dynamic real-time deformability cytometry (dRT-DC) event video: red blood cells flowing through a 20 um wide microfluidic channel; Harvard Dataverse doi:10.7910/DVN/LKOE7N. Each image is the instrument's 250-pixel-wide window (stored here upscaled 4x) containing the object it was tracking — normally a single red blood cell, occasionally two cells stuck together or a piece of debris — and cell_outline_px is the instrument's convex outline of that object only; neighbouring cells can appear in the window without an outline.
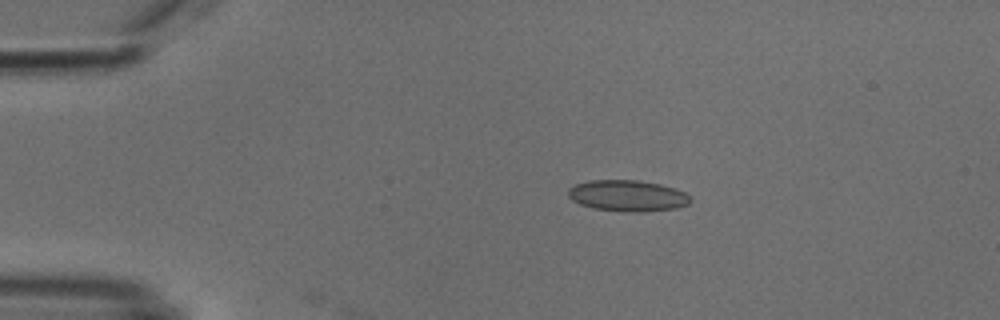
{"species": "common noctule bat (a hibernating species)", "species_latin": "Nyctalus noctula", "temperature_condition": "cold", "stored_images_in_passage": 6, "camera_frame_rate_fps": 3000, "um_per_image_px": 0.085, "animal": {"sex": "male", "body_mass_g": 18.8}, "frame": {"image": 1, "passage_image": 4, "time_ms": 3.333, "image_size_px": [1000, 320], "cell_outline_px": [[692, 200], [688, 204], [676, 208], [644, 212], [624, 212], [592, 208], [580, 204], [572, 200], [568, 196], [568, 188], [576, 184], [588, 180], [636, 180], [660, 184], [676, 188], [692, 196]], "centroid_in_image_um": [53.36, 16.64], "position_along_channel_um": 31.6, "area_um2": 22.48}}
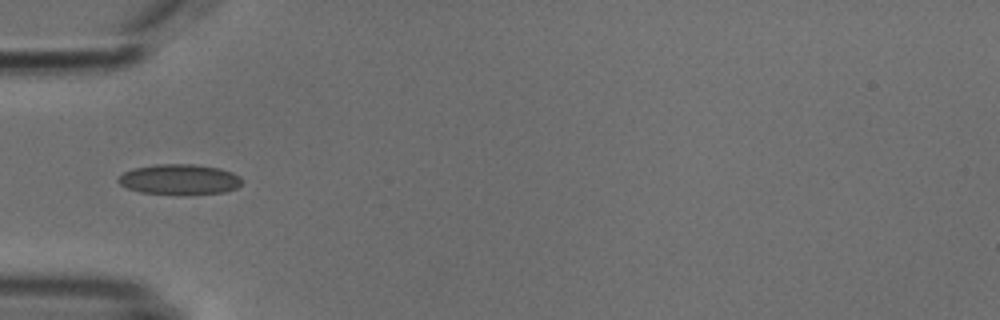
{"frame": {"image": 2, "passage_image": 6, "time_ms": 5.667, "image_size_px": [1000, 320], "cell_outline_px": [[240, 184], [236, 188], [224, 192], [184, 196], [140, 192], [128, 188], [120, 184], [116, 180], [124, 172], [132, 168], [156, 164], [196, 164], [220, 168], [232, 172], [240, 176]], "centroid_in_image_um": [15.25, 15.26], "position_along_channel_um": 69.8, "area_um2": 22.31}}